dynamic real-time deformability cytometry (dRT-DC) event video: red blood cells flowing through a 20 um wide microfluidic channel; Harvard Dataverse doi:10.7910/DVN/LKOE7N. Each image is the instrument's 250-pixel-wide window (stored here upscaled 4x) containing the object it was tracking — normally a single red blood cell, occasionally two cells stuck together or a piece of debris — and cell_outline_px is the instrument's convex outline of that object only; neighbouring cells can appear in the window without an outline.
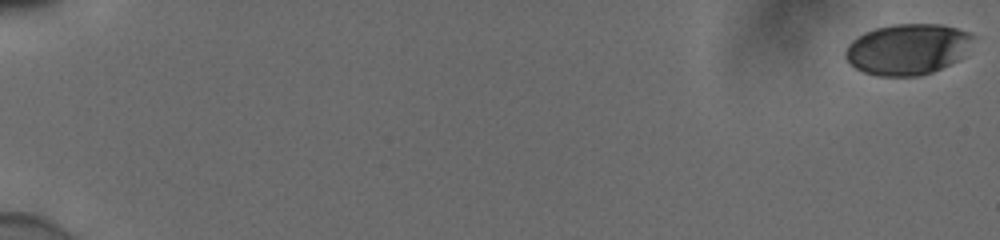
{"species": "human", "species_latin": "Homo sapiens", "temperature_condition": "cold", "stored_images_in_passage": 56, "camera_frame_rate_fps": 3000, "um_per_image_px": 0.085, "donor": {"sex": "male"}, "frame": {"image": 1, "passage_image": 1, "time_ms": 0.0, "image_size_px": [1000, 240], "cell_outline_px": [[976, 36], [964, 56], [960, 60], [932, 72], [920, 76], [876, 76], [864, 72], [856, 68], [844, 56], [844, 52], [848, 44], [852, 40], [864, 32], [876, 28], [892, 24], [940, 24], [956, 28], [968, 32]], "centroid_in_image_um": [77.17, 4.18], "position_along_channel_um": 7.8, "area_um2": 38.21}}
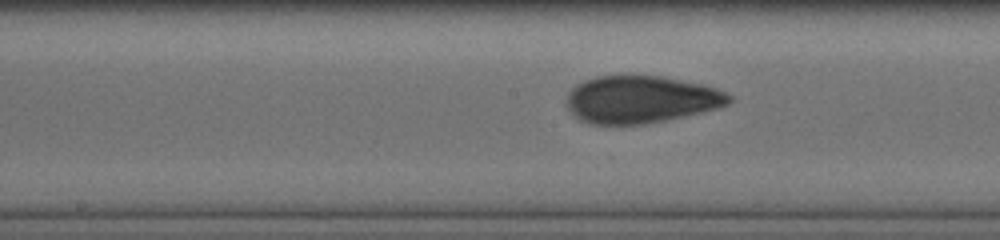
{"frame": {"image": 2, "passage_image": 32, "time_ms": 10.333, "image_size_px": [1000, 240], "cell_outline_px": [[732, 100], [728, 104], [720, 108], [704, 112], [668, 120], [644, 124], [588, 124], [572, 116], [564, 104], [568, 92], [576, 84], [584, 80], [596, 76], [660, 76], [700, 84], [716, 88], [732, 96]], "centroid_in_image_um": [54.43, 8.47], "position_along_channel_um": 193.8, "area_um2": 45.26}}
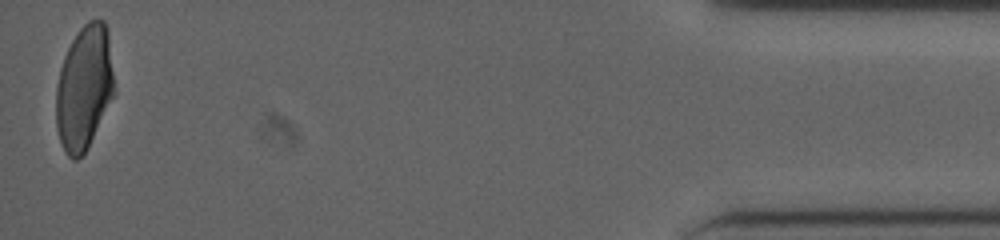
{"frame": {"image": 3, "passage_image": 56, "time_ms": 18.333, "image_size_px": [1000, 240], "cell_outline_px": [[112, 96], [88, 148], [76, 160], [72, 160], [64, 152], [56, 128], [56, 88], [60, 68], [64, 56], [72, 40], [80, 28], [88, 20], [104, 20], [108, 28], [112, 72]], "centroid_in_image_um": [7.12, 7.45], "position_along_channel_um": 428.1, "area_um2": 41.62}, "authors_computed_cell_mechanics": {"area_um2": 42.772, "velocity_mm_per_s": 3.8736, "shape_relaxation_time_tau1_ms": 4.6589, "shape_relaxation_time_tau2_ms": 1.1925, "deformation_change_tau1": 0.1699, "deformation_change_tau2": 0.0594}}